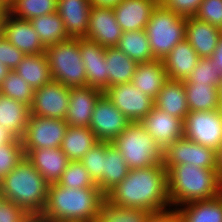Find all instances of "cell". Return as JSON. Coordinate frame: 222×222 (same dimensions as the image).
<instances>
[{
  "label": "cell",
  "instance_id": "cell-1",
  "mask_svg": "<svg viewBox=\"0 0 222 222\" xmlns=\"http://www.w3.org/2000/svg\"><path fill=\"white\" fill-rule=\"evenodd\" d=\"M106 201L119 207L150 212L171 207L164 165L129 170L125 179L106 194Z\"/></svg>",
  "mask_w": 222,
  "mask_h": 222
},
{
  "label": "cell",
  "instance_id": "cell-2",
  "mask_svg": "<svg viewBox=\"0 0 222 222\" xmlns=\"http://www.w3.org/2000/svg\"><path fill=\"white\" fill-rule=\"evenodd\" d=\"M106 201L99 188H67L49 184L47 202L37 219L50 222H96Z\"/></svg>",
  "mask_w": 222,
  "mask_h": 222
},
{
  "label": "cell",
  "instance_id": "cell-3",
  "mask_svg": "<svg viewBox=\"0 0 222 222\" xmlns=\"http://www.w3.org/2000/svg\"><path fill=\"white\" fill-rule=\"evenodd\" d=\"M48 187L49 183L24 157L0 181V197L12 201L33 218H38L46 206Z\"/></svg>",
  "mask_w": 222,
  "mask_h": 222
},
{
  "label": "cell",
  "instance_id": "cell-4",
  "mask_svg": "<svg viewBox=\"0 0 222 222\" xmlns=\"http://www.w3.org/2000/svg\"><path fill=\"white\" fill-rule=\"evenodd\" d=\"M168 198L171 207L212 199L222 194L216 169L178 164L167 171Z\"/></svg>",
  "mask_w": 222,
  "mask_h": 222
},
{
  "label": "cell",
  "instance_id": "cell-5",
  "mask_svg": "<svg viewBox=\"0 0 222 222\" xmlns=\"http://www.w3.org/2000/svg\"><path fill=\"white\" fill-rule=\"evenodd\" d=\"M129 169H141L163 164V150L140 122H132L112 142Z\"/></svg>",
  "mask_w": 222,
  "mask_h": 222
},
{
  "label": "cell",
  "instance_id": "cell-6",
  "mask_svg": "<svg viewBox=\"0 0 222 222\" xmlns=\"http://www.w3.org/2000/svg\"><path fill=\"white\" fill-rule=\"evenodd\" d=\"M145 32L153 58L163 60L179 42L186 39V18L158 4Z\"/></svg>",
  "mask_w": 222,
  "mask_h": 222
},
{
  "label": "cell",
  "instance_id": "cell-7",
  "mask_svg": "<svg viewBox=\"0 0 222 222\" xmlns=\"http://www.w3.org/2000/svg\"><path fill=\"white\" fill-rule=\"evenodd\" d=\"M52 79L69 88L85 87L86 72L80 38H69L45 48Z\"/></svg>",
  "mask_w": 222,
  "mask_h": 222
},
{
  "label": "cell",
  "instance_id": "cell-8",
  "mask_svg": "<svg viewBox=\"0 0 222 222\" xmlns=\"http://www.w3.org/2000/svg\"><path fill=\"white\" fill-rule=\"evenodd\" d=\"M183 137L216 151L222 145V111H189L183 120Z\"/></svg>",
  "mask_w": 222,
  "mask_h": 222
},
{
  "label": "cell",
  "instance_id": "cell-9",
  "mask_svg": "<svg viewBox=\"0 0 222 222\" xmlns=\"http://www.w3.org/2000/svg\"><path fill=\"white\" fill-rule=\"evenodd\" d=\"M68 124L63 119L30 115L22 138L23 151L61 147Z\"/></svg>",
  "mask_w": 222,
  "mask_h": 222
},
{
  "label": "cell",
  "instance_id": "cell-10",
  "mask_svg": "<svg viewBox=\"0 0 222 222\" xmlns=\"http://www.w3.org/2000/svg\"><path fill=\"white\" fill-rule=\"evenodd\" d=\"M178 164L216 169L215 150L193 142L186 137L179 138L163 151V165L166 171Z\"/></svg>",
  "mask_w": 222,
  "mask_h": 222
},
{
  "label": "cell",
  "instance_id": "cell-11",
  "mask_svg": "<svg viewBox=\"0 0 222 222\" xmlns=\"http://www.w3.org/2000/svg\"><path fill=\"white\" fill-rule=\"evenodd\" d=\"M131 123L103 93L96 101L89 128L98 141L112 143Z\"/></svg>",
  "mask_w": 222,
  "mask_h": 222
},
{
  "label": "cell",
  "instance_id": "cell-12",
  "mask_svg": "<svg viewBox=\"0 0 222 222\" xmlns=\"http://www.w3.org/2000/svg\"><path fill=\"white\" fill-rule=\"evenodd\" d=\"M103 93L131 122H140L155 106L154 99L131 82L108 87Z\"/></svg>",
  "mask_w": 222,
  "mask_h": 222
},
{
  "label": "cell",
  "instance_id": "cell-13",
  "mask_svg": "<svg viewBox=\"0 0 222 222\" xmlns=\"http://www.w3.org/2000/svg\"><path fill=\"white\" fill-rule=\"evenodd\" d=\"M70 99V88L57 81L34 90L30 115L65 120Z\"/></svg>",
  "mask_w": 222,
  "mask_h": 222
},
{
  "label": "cell",
  "instance_id": "cell-14",
  "mask_svg": "<svg viewBox=\"0 0 222 222\" xmlns=\"http://www.w3.org/2000/svg\"><path fill=\"white\" fill-rule=\"evenodd\" d=\"M1 34L25 55L45 53V47L29 20L16 18L6 12L2 19Z\"/></svg>",
  "mask_w": 222,
  "mask_h": 222
},
{
  "label": "cell",
  "instance_id": "cell-15",
  "mask_svg": "<svg viewBox=\"0 0 222 222\" xmlns=\"http://www.w3.org/2000/svg\"><path fill=\"white\" fill-rule=\"evenodd\" d=\"M122 33L123 31L116 21L113 7L91 6L86 39L105 48L116 47Z\"/></svg>",
  "mask_w": 222,
  "mask_h": 222
},
{
  "label": "cell",
  "instance_id": "cell-16",
  "mask_svg": "<svg viewBox=\"0 0 222 222\" xmlns=\"http://www.w3.org/2000/svg\"><path fill=\"white\" fill-rule=\"evenodd\" d=\"M140 123L163 151L177 139L183 137V120L156 106Z\"/></svg>",
  "mask_w": 222,
  "mask_h": 222
},
{
  "label": "cell",
  "instance_id": "cell-17",
  "mask_svg": "<svg viewBox=\"0 0 222 222\" xmlns=\"http://www.w3.org/2000/svg\"><path fill=\"white\" fill-rule=\"evenodd\" d=\"M106 48L102 45L80 38V53L86 72V86L95 87L101 91L108 88Z\"/></svg>",
  "mask_w": 222,
  "mask_h": 222
},
{
  "label": "cell",
  "instance_id": "cell-18",
  "mask_svg": "<svg viewBox=\"0 0 222 222\" xmlns=\"http://www.w3.org/2000/svg\"><path fill=\"white\" fill-rule=\"evenodd\" d=\"M102 94L103 91L90 86L70 88V99L65 117L68 126L89 127L96 101Z\"/></svg>",
  "mask_w": 222,
  "mask_h": 222
},
{
  "label": "cell",
  "instance_id": "cell-19",
  "mask_svg": "<svg viewBox=\"0 0 222 222\" xmlns=\"http://www.w3.org/2000/svg\"><path fill=\"white\" fill-rule=\"evenodd\" d=\"M158 0H122L113 7L122 31L145 30Z\"/></svg>",
  "mask_w": 222,
  "mask_h": 222
},
{
  "label": "cell",
  "instance_id": "cell-20",
  "mask_svg": "<svg viewBox=\"0 0 222 222\" xmlns=\"http://www.w3.org/2000/svg\"><path fill=\"white\" fill-rule=\"evenodd\" d=\"M90 8L89 0H57V13L70 38L87 37Z\"/></svg>",
  "mask_w": 222,
  "mask_h": 222
},
{
  "label": "cell",
  "instance_id": "cell-21",
  "mask_svg": "<svg viewBox=\"0 0 222 222\" xmlns=\"http://www.w3.org/2000/svg\"><path fill=\"white\" fill-rule=\"evenodd\" d=\"M25 157L49 183H57L70 162L60 147L30 150Z\"/></svg>",
  "mask_w": 222,
  "mask_h": 222
},
{
  "label": "cell",
  "instance_id": "cell-22",
  "mask_svg": "<svg viewBox=\"0 0 222 222\" xmlns=\"http://www.w3.org/2000/svg\"><path fill=\"white\" fill-rule=\"evenodd\" d=\"M219 38L218 27L199 20L195 16L186 18V40L194 48L199 58H210Z\"/></svg>",
  "mask_w": 222,
  "mask_h": 222
},
{
  "label": "cell",
  "instance_id": "cell-23",
  "mask_svg": "<svg viewBox=\"0 0 222 222\" xmlns=\"http://www.w3.org/2000/svg\"><path fill=\"white\" fill-rule=\"evenodd\" d=\"M199 60L198 54L185 39L179 42L162 62L170 80L184 81L193 71Z\"/></svg>",
  "mask_w": 222,
  "mask_h": 222
},
{
  "label": "cell",
  "instance_id": "cell-24",
  "mask_svg": "<svg viewBox=\"0 0 222 222\" xmlns=\"http://www.w3.org/2000/svg\"><path fill=\"white\" fill-rule=\"evenodd\" d=\"M168 80L162 60L137 63L131 83L154 100Z\"/></svg>",
  "mask_w": 222,
  "mask_h": 222
},
{
  "label": "cell",
  "instance_id": "cell-25",
  "mask_svg": "<svg viewBox=\"0 0 222 222\" xmlns=\"http://www.w3.org/2000/svg\"><path fill=\"white\" fill-rule=\"evenodd\" d=\"M154 102L157 108L182 120L189 113L184 81L168 79Z\"/></svg>",
  "mask_w": 222,
  "mask_h": 222
},
{
  "label": "cell",
  "instance_id": "cell-26",
  "mask_svg": "<svg viewBox=\"0 0 222 222\" xmlns=\"http://www.w3.org/2000/svg\"><path fill=\"white\" fill-rule=\"evenodd\" d=\"M30 117V107L0 94V125L6 127L17 138L22 139Z\"/></svg>",
  "mask_w": 222,
  "mask_h": 222
},
{
  "label": "cell",
  "instance_id": "cell-27",
  "mask_svg": "<svg viewBox=\"0 0 222 222\" xmlns=\"http://www.w3.org/2000/svg\"><path fill=\"white\" fill-rule=\"evenodd\" d=\"M98 142L89 127L68 126L60 148L70 161H80Z\"/></svg>",
  "mask_w": 222,
  "mask_h": 222
},
{
  "label": "cell",
  "instance_id": "cell-28",
  "mask_svg": "<svg viewBox=\"0 0 222 222\" xmlns=\"http://www.w3.org/2000/svg\"><path fill=\"white\" fill-rule=\"evenodd\" d=\"M177 209L181 222H222V194L212 199L184 204Z\"/></svg>",
  "mask_w": 222,
  "mask_h": 222
},
{
  "label": "cell",
  "instance_id": "cell-29",
  "mask_svg": "<svg viewBox=\"0 0 222 222\" xmlns=\"http://www.w3.org/2000/svg\"><path fill=\"white\" fill-rule=\"evenodd\" d=\"M14 71L25 79L34 90L53 80L45 53L25 55Z\"/></svg>",
  "mask_w": 222,
  "mask_h": 222
},
{
  "label": "cell",
  "instance_id": "cell-30",
  "mask_svg": "<svg viewBox=\"0 0 222 222\" xmlns=\"http://www.w3.org/2000/svg\"><path fill=\"white\" fill-rule=\"evenodd\" d=\"M189 111H211L220 109V92L217 85L189 83L184 80Z\"/></svg>",
  "mask_w": 222,
  "mask_h": 222
},
{
  "label": "cell",
  "instance_id": "cell-31",
  "mask_svg": "<svg viewBox=\"0 0 222 222\" xmlns=\"http://www.w3.org/2000/svg\"><path fill=\"white\" fill-rule=\"evenodd\" d=\"M107 62L108 87L130 83L137 63L117 47H107L105 51Z\"/></svg>",
  "mask_w": 222,
  "mask_h": 222
},
{
  "label": "cell",
  "instance_id": "cell-32",
  "mask_svg": "<svg viewBox=\"0 0 222 222\" xmlns=\"http://www.w3.org/2000/svg\"><path fill=\"white\" fill-rule=\"evenodd\" d=\"M129 167L121 153L107 142V158L104 159V173L98 188L106 195L128 175Z\"/></svg>",
  "mask_w": 222,
  "mask_h": 222
},
{
  "label": "cell",
  "instance_id": "cell-33",
  "mask_svg": "<svg viewBox=\"0 0 222 222\" xmlns=\"http://www.w3.org/2000/svg\"><path fill=\"white\" fill-rule=\"evenodd\" d=\"M30 23L38 33L39 39L45 48L70 38L57 11L33 18Z\"/></svg>",
  "mask_w": 222,
  "mask_h": 222
},
{
  "label": "cell",
  "instance_id": "cell-34",
  "mask_svg": "<svg viewBox=\"0 0 222 222\" xmlns=\"http://www.w3.org/2000/svg\"><path fill=\"white\" fill-rule=\"evenodd\" d=\"M116 47L136 63L155 60L145 30L124 31Z\"/></svg>",
  "mask_w": 222,
  "mask_h": 222
},
{
  "label": "cell",
  "instance_id": "cell-35",
  "mask_svg": "<svg viewBox=\"0 0 222 222\" xmlns=\"http://www.w3.org/2000/svg\"><path fill=\"white\" fill-rule=\"evenodd\" d=\"M57 11V0H7V12L12 16L32 20Z\"/></svg>",
  "mask_w": 222,
  "mask_h": 222
},
{
  "label": "cell",
  "instance_id": "cell-36",
  "mask_svg": "<svg viewBox=\"0 0 222 222\" xmlns=\"http://www.w3.org/2000/svg\"><path fill=\"white\" fill-rule=\"evenodd\" d=\"M150 211L139 208H123L105 201L96 222H146Z\"/></svg>",
  "mask_w": 222,
  "mask_h": 222
},
{
  "label": "cell",
  "instance_id": "cell-37",
  "mask_svg": "<svg viewBox=\"0 0 222 222\" xmlns=\"http://www.w3.org/2000/svg\"><path fill=\"white\" fill-rule=\"evenodd\" d=\"M0 94L25 103L30 107L34 89L19 74L11 70L0 84Z\"/></svg>",
  "mask_w": 222,
  "mask_h": 222
},
{
  "label": "cell",
  "instance_id": "cell-38",
  "mask_svg": "<svg viewBox=\"0 0 222 222\" xmlns=\"http://www.w3.org/2000/svg\"><path fill=\"white\" fill-rule=\"evenodd\" d=\"M57 183L74 189L98 188L80 161H70Z\"/></svg>",
  "mask_w": 222,
  "mask_h": 222
},
{
  "label": "cell",
  "instance_id": "cell-39",
  "mask_svg": "<svg viewBox=\"0 0 222 222\" xmlns=\"http://www.w3.org/2000/svg\"><path fill=\"white\" fill-rule=\"evenodd\" d=\"M107 158V142L99 141L80 162L88 171L89 176L98 186L104 173V159Z\"/></svg>",
  "mask_w": 222,
  "mask_h": 222
},
{
  "label": "cell",
  "instance_id": "cell-40",
  "mask_svg": "<svg viewBox=\"0 0 222 222\" xmlns=\"http://www.w3.org/2000/svg\"><path fill=\"white\" fill-rule=\"evenodd\" d=\"M189 83L217 85L222 83V72L219 66H213L210 58H199L191 75L186 79Z\"/></svg>",
  "mask_w": 222,
  "mask_h": 222
},
{
  "label": "cell",
  "instance_id": "cell-41",
  "mask_svg": "<svg viewBox=\"0 0 222 222\" xmlns=\"http://www.w3.org/2000/svg\"><path fill=\"white\" fill-rule=\"evenodd\" d=\"M25 157L22 139L0 146V181Z\"/></svg>",
  "mask_w": 222,
  "mask_h": 222
},
{
  "label": "cell",
  "instance_id": "cell-42",
  "mask_svg": "<svg viewBox=\"0 0 222 222\" xmlns=\"http://www.w3.org/2000/svg\"><path fill=\"white\" fill-rule=\"evenodd\" d=\"M195 17L219 28L222 25V0H203Z\"/></svg>",
  "mask_w": 222,
  "mask_h": 222
},
{
  "label": "cell",
  "instance_id": "cell-43",
  "mask_svg": "<svg viewBox=\"0 0 222 222\" xmlns=\"http://www.w3.org/2000/svg\"><path fill=\"white\" fill-rule=\"evenodd\" d=\"M33 217L12 201L0 197V222H30Z\"/></svg>",
  "mask_w": 222,
  "mask_h": 222
},
{
  "label": "cell",
  "instance_id": "cell-44",
  "mask_svg": "<svg viewBox=\"0 0 222 222\" xmlns=\"http://www.w3.org/2000/svg\"><path fill=\"white\" fill-rule=\"evenodd\" d=\"M25 54L12 45L2 34H0V61L10 70H14L23 60Z\"/></svg>",
  "mask_w": 222,
  "mask_h": 222
},
{
  "label": "cell",
  "instance_id": "cell-45",
  "mask_svg": "<svg viewBox=\"0 0 222 222\" xmlns=\"http://www.w3.org/2000/svg\"><path fill=\"white\" fill-rule=\"evenodd\" d=\"M203 0H158L159 5L176 12L179 16L193 17Z\"/></svg>",
  "mask_w": 222,
  "mask_h": 222
},
{
  "label": "cell",
  "instance_id": "cell-46",
  "mask_svg": "<svg viewBox=\"0 0 222 222\" xmlns=\"http://www.w3.org/2000/svg\"><path fill=\"white\" fill-rule=\"evenodd\" d=\"M146 222H181V218L176 207H169L165 210L150 212Z\"/></svg>",
  "mask_w": 222,
  "mask_h": 222
},
{
  "label": "cell",
  "instance_id": "cell-47",
  "mask_svg": "<svg viewBox=\"0 0 222 222\" xmlns=\"http://www.w3.org/2000/svg\"><path fill=\"white\" fill-rule=\"evenodd\" d=\"M210 59L212 60L213 66H219L222 72V38L218 40V44L215 48V51L211 55Z\"/></svg>",
  "mask_w": 222,
  "mask_h": 222
},
{
  "label": "cell",
  "instance_id": "cell-48",
  "mask_svg": "<svg viewBox=\"0 0 222 222\" xmlns=\"http://www.w3.org/2000/svg\"><path fill=\"white\" fill-rule=\"evenodd\" d=\"M17 137L3 125H0V146L13 142Z\"/></svg>",
  "mask_w": 222,
  "mask_h": 222
},
{
  "label": "cell",
  "instance_id": "cell-49",
  "mask_svg": "<svg viewBox=\"0 0 222 222\" xmlns=\"http://www.w3.org/2000/svg\"><path fill=\"white\" fill-rule=\"evenodd\" d=\"M216 154V171L222 185V145L215 151Z\"/></svg>",
  "mask_w": 222,
  "mask_h": 222
},
{
  "label": "cell",
  "instance_id": "cell-50",
  "mask_svg": "<svg viewBox=\"0 0 222 222\" xmlns=\"http://www.w3.org/2000/svg\"><path fill=\"white\" fill-rule=\"evenodd\" d=\"M91 6L114 7L122 0H89Z\"/></svg>",
  "mask_w": 222,
  "mask_h": 222
},
{
  "label": "cell",
  "instance_id": "cell-51",
  "mask_svg": "<svg viewBox=\"0 0 222 222\" xmlns=\"http://www.w3.org/2000/svg\"><path fill=\"white\" fill-rule=\"evenodd\" d=\"M11 70L0 61V84Z\"/></svg>",
  "mask_w": 222,
  "mask_h": 222
},
{
  "label": "cell",
  "instance_id": "cell-52",
  "mask_svg": "<svg viewBox=\"0 0 222 222\" xmlns=\"http://www.w3.org/2000/svg\"><path fill=\"white\" fill-rule=\"evenodd\" d=\"M7 12V0H0V15H5Z\"/></svg>",
  "mask_w": 222,
  "mask_h": 222
},
{
  "label": "cell",
  "instance_id": "cell-53",
  "mask_svg": "<svg viewBox=\"0 0 222 222\" xmlns=\"http://www.w3.org/2000/svg\"><path fill=\"white\" fill-rule=\"evenodd\" d=\"M219 92H220V95H219V97H220V110L222 111V83L219 87Z\"/></svg>",
  "mask_w": 222,
  "mask_h": 222
},
{
  "label": "cell",
  "instance_id": "cell-54",
  "mask_svg": "<svg viewBox=\"0 0 222 222\" xmlns=\"http://www.w3.org/2000/svg\"><path fill=\"white\" fill-rule=\"evenodd\" d=\"M3 17H4V15H0V34H1V24H2Z\"/></svg>",
  "mask_w": 222,
  "mask_h": 222
},
{
  "label": "cell",
  "instance_id": "cell-55",
  "mask_svg": "<svg viewBox=\"0 0 222 222\" xmlns=\"http://www.w3.org/2000/svg\"><path fill=\"white\" fill-rule=\"evenodd\" d=\"M220 37L222 38V25L219 27Z\"/></svg>",
  "mask_w": 222,
  "mask_h": 222
},
{
  "label": "cell",
  "instance_id": "cell-56",
  "mask_svg": "<svg viewBox=\"0 0 222 222\" xmlns=\"http://www.w3.org/2000/svg\"><path fill=\"white\" fill-rule=\"evenodd\" d=\"M30 222H39V219L33 218Z\"/></svg>",
  "mask_w": 222,
  "mask_h": 222
},
{
  "label": "cell",
  "instance_id": "cell-57",
  "mask_svg": "<svg viewBox=\"0 0 222 222\" xmlns=\"http://www.w3.org/2000/svg\"><path fill=\"white\" fill-rule=\"evenodd\" d=\"M39 222H50V221H45V220H39Z\"/></svg>",
  "mask_w": 222,
  "mask_h": 222
}]
</instances>
